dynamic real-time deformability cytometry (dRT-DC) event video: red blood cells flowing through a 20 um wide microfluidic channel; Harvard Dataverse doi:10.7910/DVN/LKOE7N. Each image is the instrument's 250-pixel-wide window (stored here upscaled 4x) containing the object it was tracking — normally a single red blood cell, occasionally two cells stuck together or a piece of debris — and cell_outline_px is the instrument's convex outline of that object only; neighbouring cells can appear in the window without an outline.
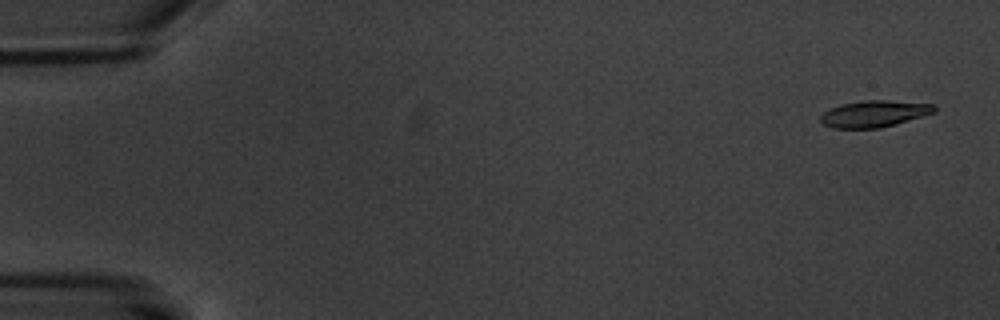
{"species": "common noctule bat (a hibernating species)", "species_latin": "Nyctalus noctula", "temperature_condition": "warm", "stored_images_in_passage": 12, "camera_frame_rate_fps": 3000, "um_per_image_px": 0.085, "animal": {"sex": "male", "body_mass_g": 20.1, "forearm_length_mm": 53.5}, "frame": {"image": 1, "passage_image": 1, "time_ms": 0.0, "image_size_px": [1000, 320], "cell_outline_px": [[936, 112], [880, 128], [832, 128], [824, 124], [820, 120], [820, 116], [824, 112], [840, 104], [864, 100], [888, 100], [936, 104]], "centroid_in_image_um": [74.32, 9.66], "position_along_channel_um": 10.7, "area_um2": 17.57}}
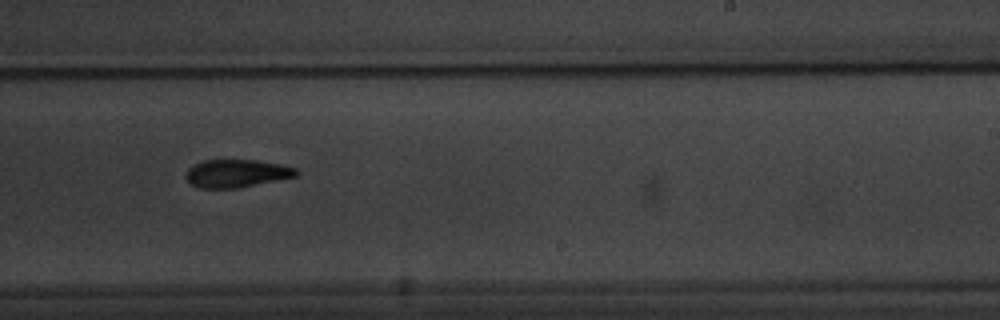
{"frame": {"image": 2, "passage_image": 11, "time_ms": 11.667, "image_size_px": [1000, 320], "cell_outline_px": [[300, 172], [296, 176], [240, 188], [200, 188], [188, 184], [184, 176], [188, 168], [192, 164], [204, 160], [256, 160], [280, 164], [296, 168]], "centroid_in_image_um": [20.06, 14.74], "position_along_channel_um": 268.9, "area_um2": 18.21}}
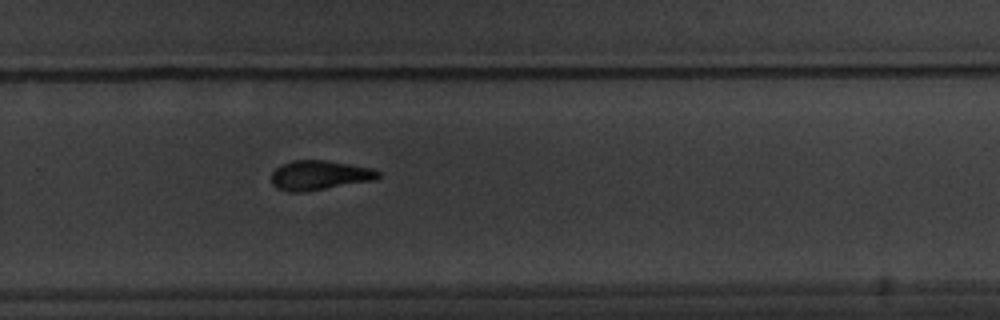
{"frame": {"image": 3, "passage_image": 12, "time_ms": 12.667, "image_size_px": [1000, 320], "cell_outline_px": [[380, 176], [376, 180], [304, 192], [288, 192], [276, 188], [272, 184], [272, 172], [276, 168], [292, 160], [324, 160], [372, 168], [380, 172]], "centroid_in_image_um": [27.15, 14.91], "position_along_channel_um": 302.6, "area_um2": 18.38}}